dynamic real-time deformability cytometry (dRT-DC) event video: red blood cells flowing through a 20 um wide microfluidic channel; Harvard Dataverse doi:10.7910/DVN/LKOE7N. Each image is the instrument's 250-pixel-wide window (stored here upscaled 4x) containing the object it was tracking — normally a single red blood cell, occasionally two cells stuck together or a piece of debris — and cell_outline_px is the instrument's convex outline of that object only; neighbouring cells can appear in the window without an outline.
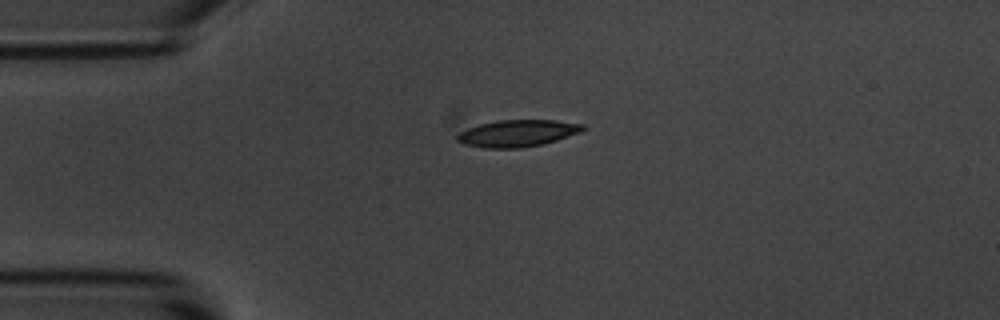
{"species": "common noctule bat (a hibernating species)", "species_latin": "Nyctalus noctula", "temperature_condition": "room temperature", "stored_images_in_passage": 4, "camera_frame_rate_fps": 3000, "um_per_image_px": 0.085, "animal": {"sex": "male", "body_mass_g": 20.1, "forearm_length_mm": 53.5}, "frame": {"image": 1, "passage_image": 1, "time_ms": 0.0, "image_size_px": [1000, 320], "cell_outline_px": [[588, 128], [580, 132], [556, 140], [540, 144], [520, 148], [484, 148], [464, 144], [456, 140], [456, 136], [460, 132], [468, 128], [480, 124], [496, 120], [556, 120], [584, 124]], "centroid_in_image_um": [43.99, 11.32], "position_along_channel_um": 41.0, "area_um2": 19.65}}
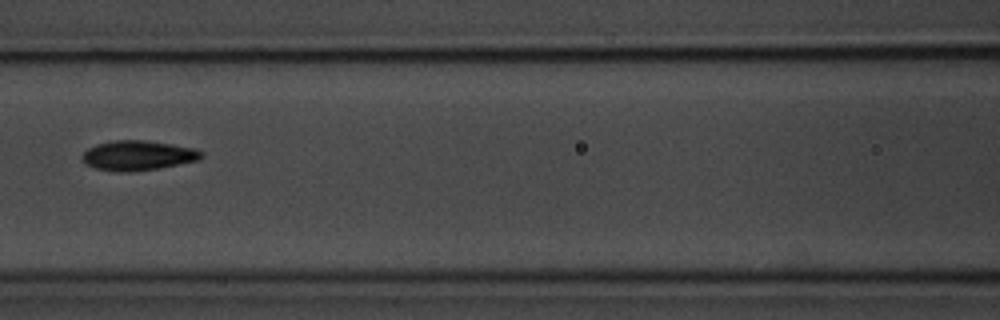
{"frame": {"image": 2, "passage_image": 4, "time_ms": 3.667, "image_size_px": [1000, 320], "cell_outline_px": [[204, 156], [200, 160], [160, 168], [128, 172], [116, 172], [96, 168], [88, 164], [80, 156], [88, 148], [96, 144], [116, 140], [144, 140], [172, 144], [196, 148], [204, 152]], "centroid_in_image_um": [11.78, 13.21], "position_along_channel_um": 154.8, "area_um2": 20.81}}